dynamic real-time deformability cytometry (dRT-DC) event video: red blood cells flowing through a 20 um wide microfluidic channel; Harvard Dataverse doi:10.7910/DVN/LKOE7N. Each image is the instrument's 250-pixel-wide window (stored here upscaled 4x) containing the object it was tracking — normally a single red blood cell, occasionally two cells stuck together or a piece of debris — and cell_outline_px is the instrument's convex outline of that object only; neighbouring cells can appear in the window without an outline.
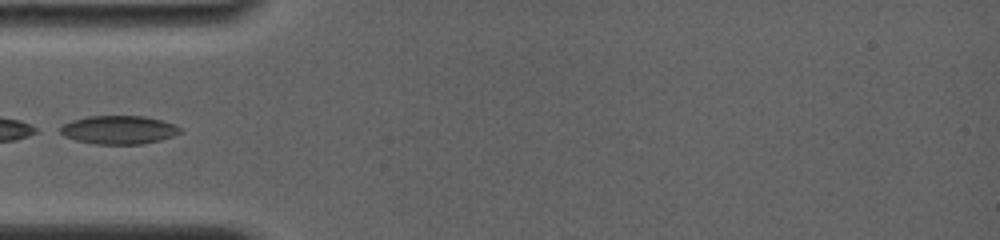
{"species": "common noctule bat (a hibernating species)", "species_latin": "Nyctalus noctula", "temperature_condition": "room temperature", "stored_images_in_passage": 2, "camera_frame_rate_fps": 4000, "um_per_image_px": 0.085, "animal": {"sex": "female", "body_mass_g": 19.0, "forearm_length_mm": 56.7}, "frame": {"image": 1, "passage_image": 1, "time_ms": 0.0, "image_size_px": [1000, 240], "cell_outline_px": [[184, 132], [160, 140], [140, 144], [96, 144], [76, 140], [64, 136], [60, 132], [60, 128], [64, 124], [72, 120], [88, 116], [144, 116], [160, 120], [172, 124], [180, 128]], "centroid_in_image_um": [10.09, 11.04], "position_along_channel_um": 74.9, "area_um2": 19.71}}